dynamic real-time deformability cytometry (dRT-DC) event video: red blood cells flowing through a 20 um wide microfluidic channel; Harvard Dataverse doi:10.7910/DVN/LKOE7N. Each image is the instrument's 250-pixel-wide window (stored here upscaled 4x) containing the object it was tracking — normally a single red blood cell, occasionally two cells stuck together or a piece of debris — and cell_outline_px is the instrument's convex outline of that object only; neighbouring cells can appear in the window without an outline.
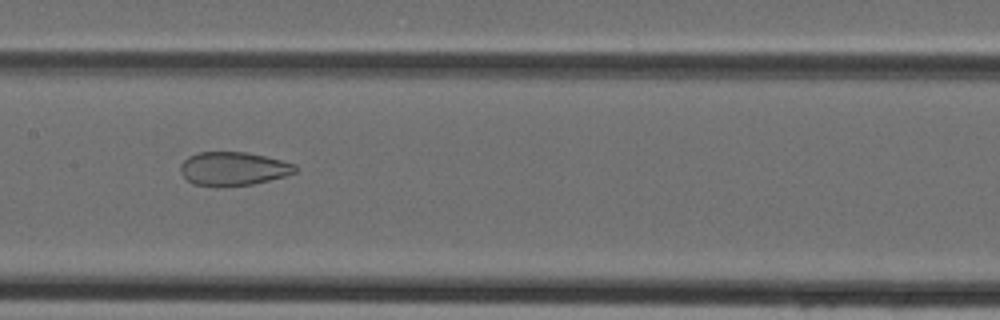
{"species": "Egyptian fruit bat (a non-hibernating species)", "species_latin": "Rousettus aegyptiacus", "temperature_condition": "cold", "stored_images_in_passage": 32, "camera_frame_rate_fps": 3000, "um_per_image_px": 0.085, "animal": {"sex": "female"}, "frame": {"image": 1, "passage_image": 9, "time_ms": 2.667, "image_size_px": [1000, 320], "cell_outline_px": [[296, 172], [284, 176], [252, 184], [192, 184], [180, 172], [180, 164], [188, 156], [200, 152], [248, 152], [296, 164]], "centroid_in_image_um": [19.82, 14.3], "position_along_channel_um": 187.6, "area_um2": 21.79}}
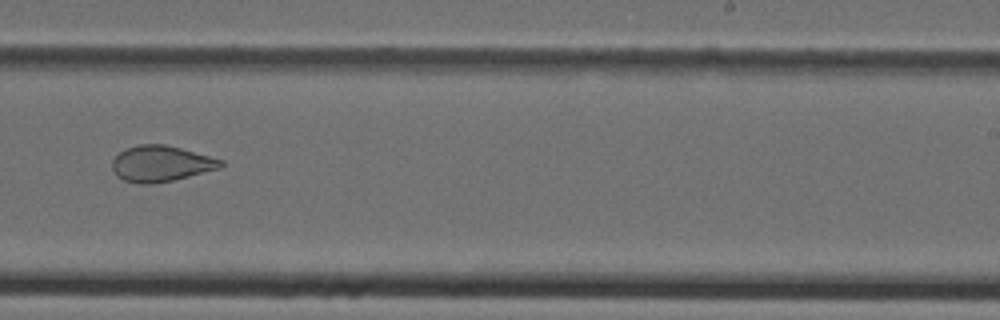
{"frame": {"image": 2, "passage_image": 15, "time_ms": 4.667, "image_size_px": [1000, 320], "cell_outline_px": [[224, 164], [220, 168], [172, 180], [152, 184], [140, 184], [124, 180], [116, 176], [112, 168], [112, 160], [120, 152], [128, 148], [140, 144], [164, 144], [180, 148], [224, 160]], "centroid_in_image_um": [13.67, 13.91], "position_along_channel_um": 275.3, "area_um2": 22.54}}
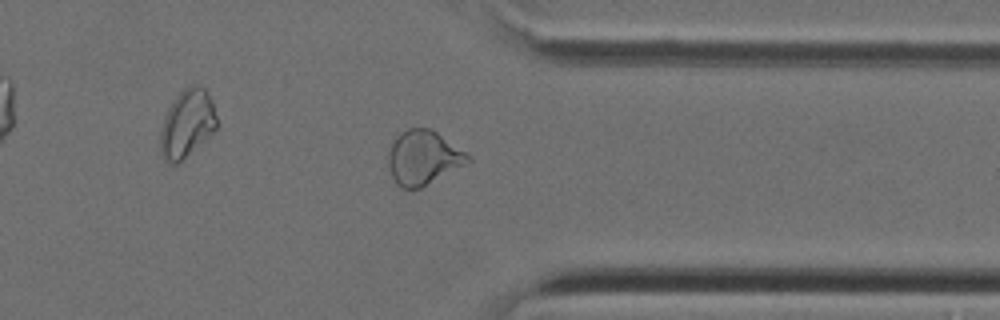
{"frame": {"image": 3, "passage_image": 22, "time_ms": 7.0, "image_size_px": [1000, 320], "cell_outline_px": [[472, 160], [420, 188], [400, 188], [396, 184], [392, 176], [388, 164], [388, 152], [396, 136], [400, 132], [408, 128], [432, 128], [472, 156]], "centroid_in_image_um": [35.97, 13.38], "position_along_channel_um": 375.4, "area_um2": 25.09}}